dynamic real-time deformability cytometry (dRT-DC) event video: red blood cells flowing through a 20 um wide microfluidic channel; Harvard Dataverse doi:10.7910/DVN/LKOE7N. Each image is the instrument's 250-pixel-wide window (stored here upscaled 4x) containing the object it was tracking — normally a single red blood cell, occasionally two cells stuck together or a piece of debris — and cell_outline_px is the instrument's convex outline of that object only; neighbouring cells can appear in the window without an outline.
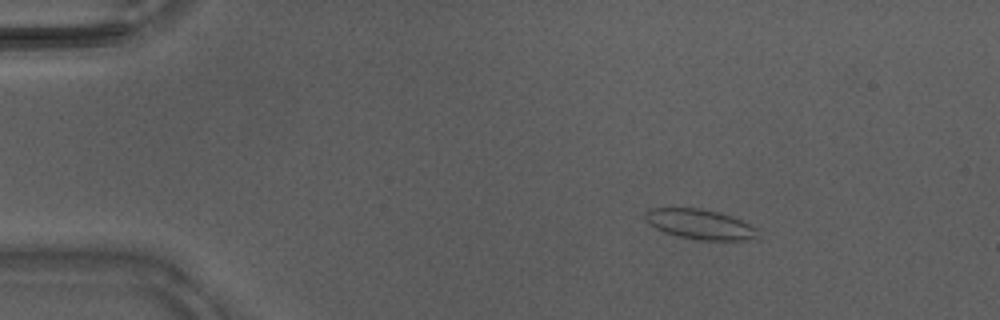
{"species": "Egyptian fruit bat (a non-hibernating species)", "species_latin": "Rousettus aegyptiacus", "temperature_condition": "warm", "stored_images_in_passage": 40, "camera_frame_rate_fps": 3000, "um_per_image_px": 0.085, "animal": {"sex": "male"}, "frame": {"image": 1, "passage_image": 2, "time_ms": 0.333, "image_size_px": [1000, 320], "cell_outline_px": [[756, 240], [700, 240], [680, 236], [664, 232], [648, 224], [644, 216], [644, 212], [648, 208], [700, 208], [732, 216], [756, 228]], "centroid_in_image_um": [59.46, 19.06], "position_along_channel_um": 25.5, "area_um2": 19.54}}
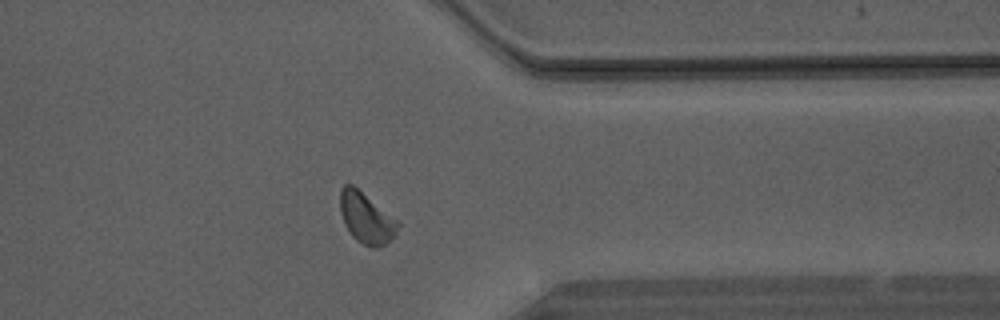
{"frame": {"image": 2, "passage_image": 31, "time_ms": 10.0, "image_size_px": [1000, 320], "cell_outline_px": [[400, 224], [396, 232], [384, 244], [376, 248], [372, 248], [356, 240], [352, 236], [344, 224], [340, 212], [340, 188], [344, 184], [352, 184], [396, 220]], "centroid_in_image_um": [31.07, 18.52], "position_along_channel_um": 380.3, "area_um2": 16.65}}
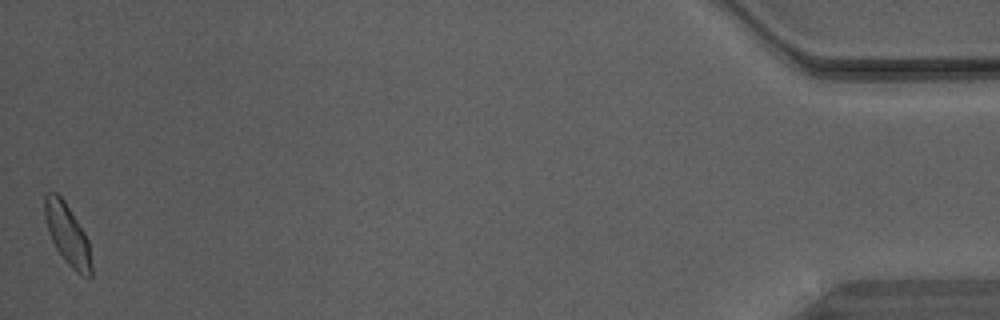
{"frame": {"image": 3, "passage_image": 40, "time_ms": 13.0, "image_size_px": [1000, 320], "cell_outline_px": [[92, 276], [88, 280], [80, 276], [68, 264], [56, 248], [48, 232], [44, 216], [44, 196], [48, 192], [56, 192], [64, 200], [84, 232], [88, 240], [92, 264]], "centroid_in_image_um": [5.74, 19.97], "position_along_channel_um": 429.5, "area_um2": 16.7}}